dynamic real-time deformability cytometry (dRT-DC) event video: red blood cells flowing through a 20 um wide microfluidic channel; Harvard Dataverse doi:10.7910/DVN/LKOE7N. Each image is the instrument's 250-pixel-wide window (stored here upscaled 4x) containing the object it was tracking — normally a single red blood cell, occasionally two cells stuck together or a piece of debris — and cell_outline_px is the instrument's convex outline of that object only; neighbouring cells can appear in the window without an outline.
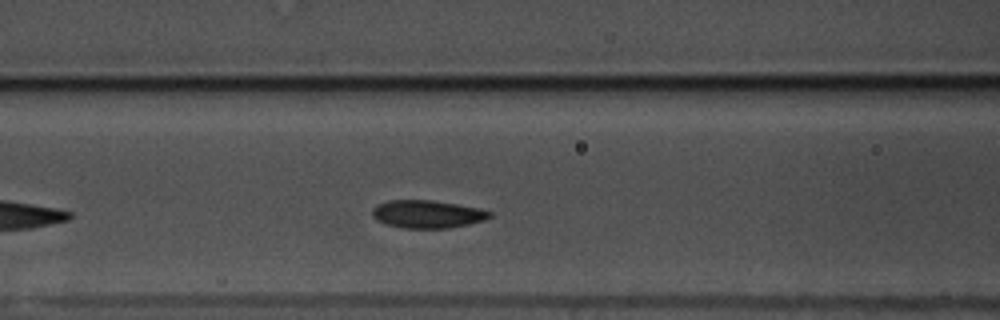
{"species": "common noctule bat (a hibernating species)", "species_latin": "Nyctalus noctula", "temperature_condition": "warm", "stored_images_in_passage": 26, "camera_frame_rate_fps": 3000, "um_per_image_px": 0.085, "animal": {"sex": "male", "body_mass_g": 17.5, "forearm_length_mm": 52.3}, "frame": {"image": 1, "passage_image": 10, "time_ms": 3.0, "image_size_px": [1000, 320], "cell_outline_px": [[492, 216], [484, 220], [468, 224], [448, 228], [404, 228], [384, 224], [376, 220], [372, 216], [372, 208], [376, 204], [388, 200], [432, 200], [480, 208], [492, 212]], "centroid_in_image_um": [36.29, 18.2], "position_along_channel_um": 130.3, "area_um2": 19.19}}
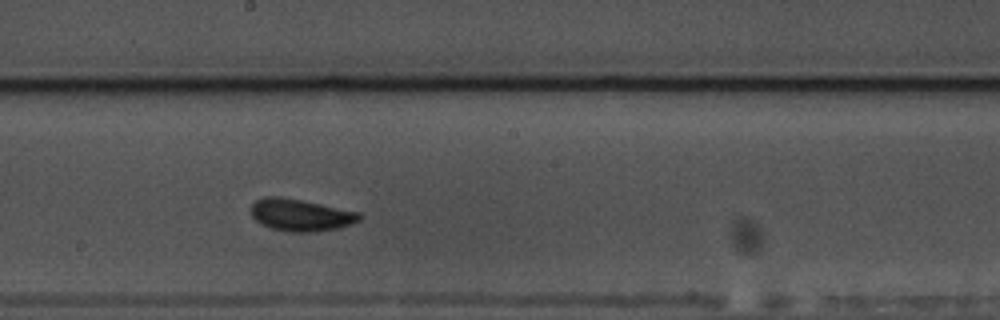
{"frame": {"image": 2, "passage_image": 18, "time_ms": 5.667, "image_size_px": [1000, 320], "cell_outline_px": [[360, 220], [340, 228], [316, 232], [288, 232], [272, 228], [260, 224], [252, 216], [252, 204], [256, 200], [264, 196], [280, 196], [360, 212]], "centroid_in_image_um": [25.54, 18.28], "position_along_channel_um": 222.7, "area_um2": 20.23}}
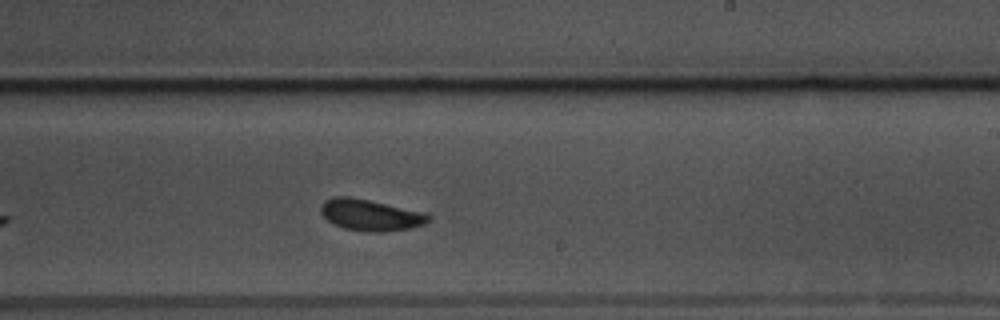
{"frame": {"image": 3, "passage_image": 21, "time_ms": 6.667, "image_size_px": [1000, 320], "cell_outline_px": [[432, 220], [424, 224], [408, 228], [384, 232], [368, 232], [344, 228], [332, 224], [320, 212], [320, 204], [324, 200], [332, 196], [348, 196], [428, 212], [432, 216]], "centroid_in_image_um": [31.51, 18.27], "position_along_channel_um": 257.5, "area_um2": 20.0}}